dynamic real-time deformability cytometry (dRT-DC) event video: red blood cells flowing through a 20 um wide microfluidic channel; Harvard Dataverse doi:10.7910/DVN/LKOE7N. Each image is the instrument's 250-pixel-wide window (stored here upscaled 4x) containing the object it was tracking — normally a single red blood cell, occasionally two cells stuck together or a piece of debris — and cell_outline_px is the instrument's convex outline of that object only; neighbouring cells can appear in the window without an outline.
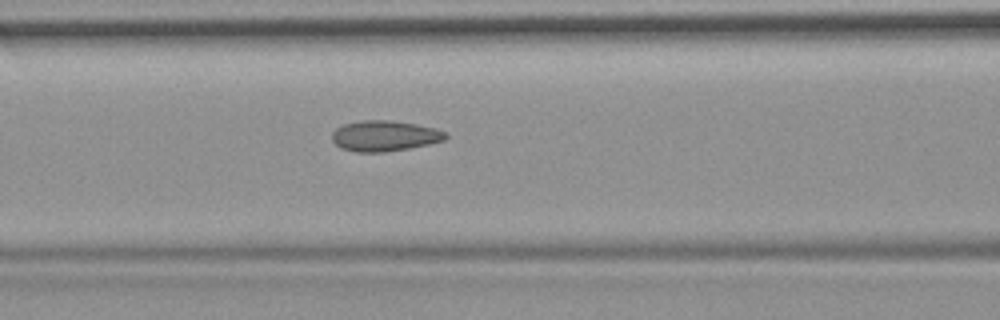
{"species": "common noctule bat (a hibernating species)", "species_latin": "Nyctalus noctula", "temperature_condition": "room temperature", "stored_images_in_passage": 44, "camera_frame_rate_fps": 3000, "um_per_image_px": 0.085, "animal": {"sex": "female", "body_mass_g": 19.9}, "frame": {"image": 1, "passage_image": 13, "time_ms": 4.0, "image_size_px": [1000, 320], "cell_outline_px": [[448, 136], [444, 140], [428, 144], [408, 148], [384, 152], [356, 152], [340, 148], [332, 140], [332, 132], [336, 128], [344, 124], [360, 120], [392, 120], [416, 124], [436, 128], [448, 132]], "centroid_in_image_um": [32.69, 11.54], "position_along_channel_um": 133.9, "area_um2": 20.4}, "authors_computed_cell_mechanics": {"area_um2": 19.363, "velocity_mm_per_s": 3.7237, "shape_relaxation_time_tau1_ms": null, "shape_relaxation_time_tau2_ms": 2.641, "deformation_change_tau1": null, "deformation_change_tau2": 0.0832}}